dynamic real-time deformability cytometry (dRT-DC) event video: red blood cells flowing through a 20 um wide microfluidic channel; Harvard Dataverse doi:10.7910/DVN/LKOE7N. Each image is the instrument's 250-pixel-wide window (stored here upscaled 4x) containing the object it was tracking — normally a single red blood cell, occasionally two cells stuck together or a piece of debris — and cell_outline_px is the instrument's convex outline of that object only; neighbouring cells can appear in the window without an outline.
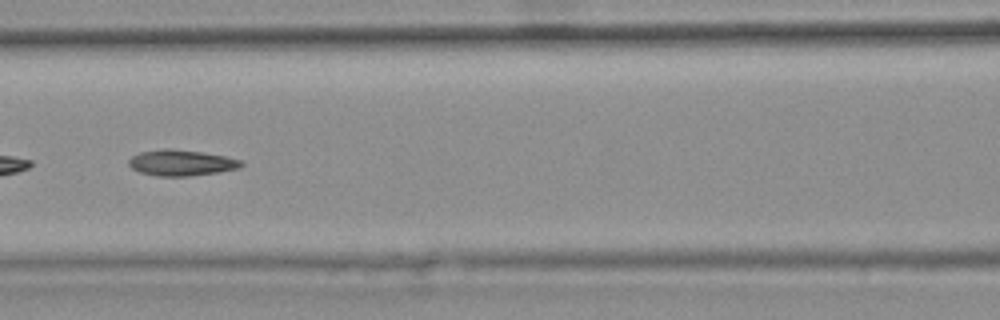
{"species": "common noctule bat (a hibernating species)", "species_latin": "Nyctalus noctula", "temperature_condition": "warm", "stored_images_in_passage": 9, "camera_frame_rate_fps": 3000, "um_per_image_px": 0.085, "animal": {"sex": "female", "body_mass_g": 25.1}, "frame": {"image": 1, "passage_image": 7, "time_ms": 2.0, "image_size_px": [1000, 320], "cell_outline_px": [[244, 164], [240, 168], [220, 172], [188, 176], [156, 176], [140, 172], [132, 168], [128, 164], [128, 160], [132, 156], [140, 152], [164, 148], [172, 148], [200, 152], [224, 156], [244, 160]], "centroid_in_image_um": [15.43, 13.83], "position_along_channel_um": 151.2, "area_um2": 17.11}}
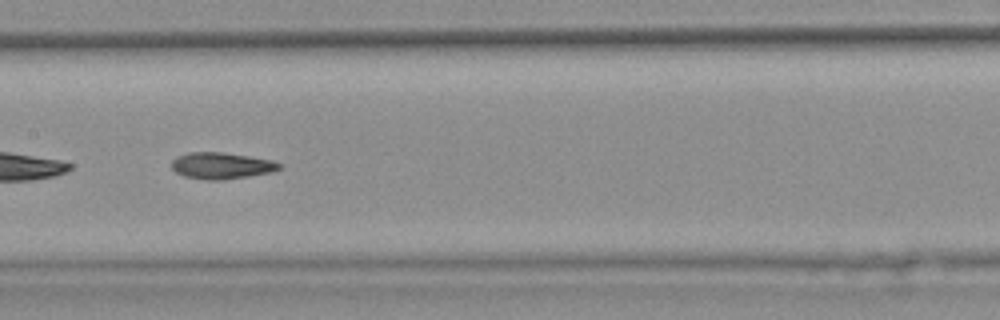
{"frame": {"image": 2, "passage_image": 8, "time_ms": 2.333, "image_size_px": [1000, 320], "cell_outline_px": [[284, 164], [280, 168], [268, 172], [248, 176], [220, 180], [208, 180], [184, 176], [176, 172], [172, 168], [172, 160], [176, 156], [188, 152], [220, 152], [248, 156], [272, 160]], "centroid_in_image_um": [18.79, 14.07], "position_along_channel_um": 188.6, "area_um2": 16.47}}